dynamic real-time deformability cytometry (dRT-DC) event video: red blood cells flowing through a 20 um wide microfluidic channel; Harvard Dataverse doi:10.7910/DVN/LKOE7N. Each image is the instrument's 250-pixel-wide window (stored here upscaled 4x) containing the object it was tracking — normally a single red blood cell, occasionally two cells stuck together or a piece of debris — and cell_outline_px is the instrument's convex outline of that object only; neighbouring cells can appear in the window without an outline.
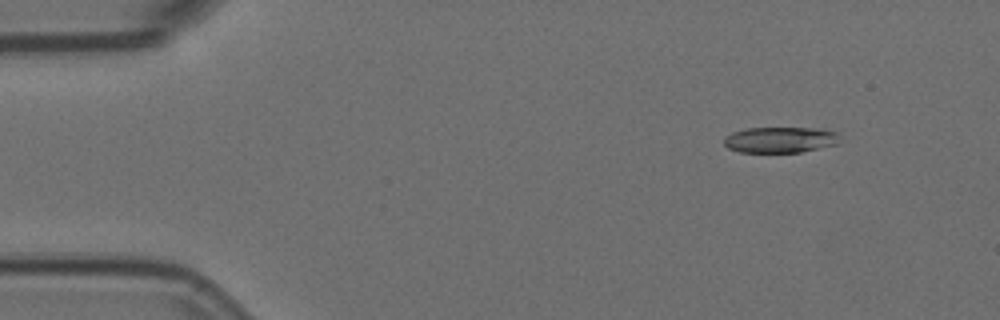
{"species": "Egyptian fruit bat (a non-hibernating species)", "species_latin": "Rousettus aegyptiacus", "temperature_condition": "room temperature", "stored_images_in_passage": 3, "camera_frame_rate_fps": 3000, "um_per_image_px": 0.085, "animal": {"sex": "female"}, "frame": {"image": 1, "passage_image": 1, "time_ms": 0.0, "image_size_px": [1000, 320], "cell_outline_px": [[836, 144], [800, 152], [740, 152], [728, 148], [724, 144], [724, 136], [732, 132], [744, 128], [820, 128], [836, 132]], "centroid_in_image_um": [66.23, 11.87], "position_along_channel_um": 18.8, "area_um2": 17.28}}
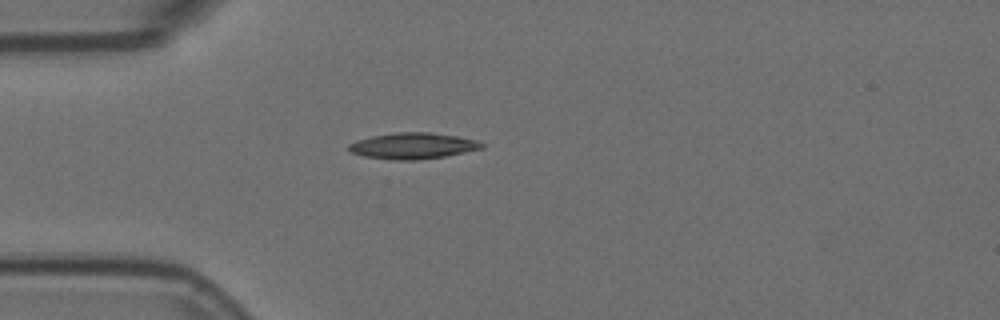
{"frame": {"image": 2, "passage_image": 3, "time_ms": 0.667, "image_size_px": [1000, 320], "cell_outline_px": [[484, 148], [444, 156], [416, 160], [392, 160], [364, 156], [352, 152], [348, 148], [348, 144], [356, 140], [372, 136], [396, 132], [428, 132], [456, 136], [476, 140], [484, 144]], "centroid_in_image_um": [35.08, 12.39], "position_along_channel_um": 49.9, "area_um2": 20.11}}